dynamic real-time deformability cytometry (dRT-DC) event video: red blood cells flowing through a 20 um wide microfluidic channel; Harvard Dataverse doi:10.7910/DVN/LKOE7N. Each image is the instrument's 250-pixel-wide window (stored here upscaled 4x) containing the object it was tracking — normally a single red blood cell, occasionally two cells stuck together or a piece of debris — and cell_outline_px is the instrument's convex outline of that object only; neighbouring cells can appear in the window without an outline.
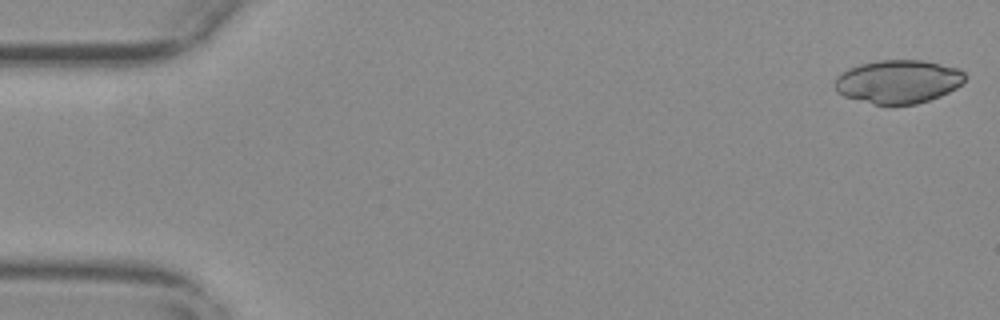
{"species": "common noctule bat (a hibernating species)", "species_latin": "Nyctalus noctula", "temperature_condition": "warm", "stored_images_in_passage": 55, "camera_frame_rate_fps": 3000, "um_per_image_px": 0.085, "animal": {"sex": "female", "body_mass_g": 29.2, "forearm_length_mm": 56.3}, "frame": {"image": 1, "passage_image": 1, "time_ms": 0.0, "image_size_px": [1000, 320], "cell_outline_px": [[964, 80], [956, 88], [940, 96], [916, 104], [872, 104], [844, 96], [836, 92], [836, 76], [848, 68], [860, 64], [876, 60], [924, 60], [960, 68], [964, 72]], "centroid_in_image_um": [76.34, 6.92], "position_along_channel_um": 8.7, "area_um2": 32.95}}